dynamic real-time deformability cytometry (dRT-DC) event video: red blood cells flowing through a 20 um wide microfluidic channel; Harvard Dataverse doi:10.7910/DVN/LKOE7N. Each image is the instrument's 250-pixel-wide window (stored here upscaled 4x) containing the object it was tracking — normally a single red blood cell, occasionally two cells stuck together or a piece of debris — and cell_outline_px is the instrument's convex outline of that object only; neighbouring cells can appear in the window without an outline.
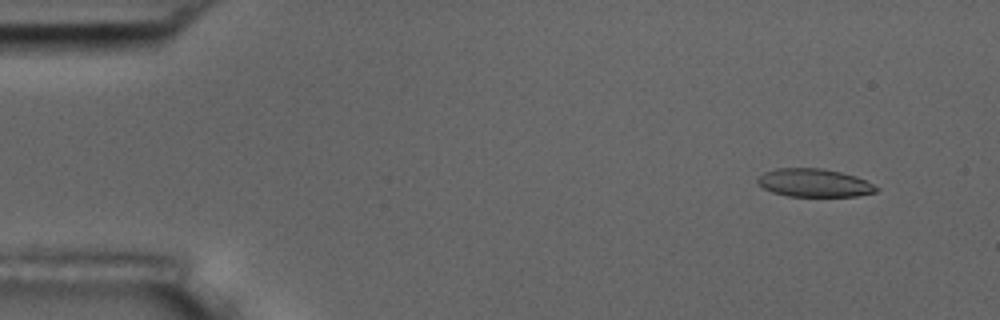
{"species": "common noctule bat (a hibernating species)", "species_latin": "Nyctalus noctula", "temperature_condition": "room temperature", "stored_images_in_passage": 17, "camera_frame_rate_fps": 3000, "um_per_image_px": 0.085, "animal": {"sex": "male", "body_mass_g": 17.5, "forearm_length_mm": 52.3}, "frame": {"image": 1, "passage_image": 5, "time_ms": 1.333, "image_size_px": [1000, 320], "cell_outline_px": [[880, 188], [876, 192], [856, 196], [788, 196], [772, 192], [764, 188], [756, 180], [764, 172], [776, 168], [820, 168], [840, 172], [856, 176]], "centroid_in_image_um": [69.21, 15.54], "position_along_channel_um": 15.8, "area_um2": 19.31}}
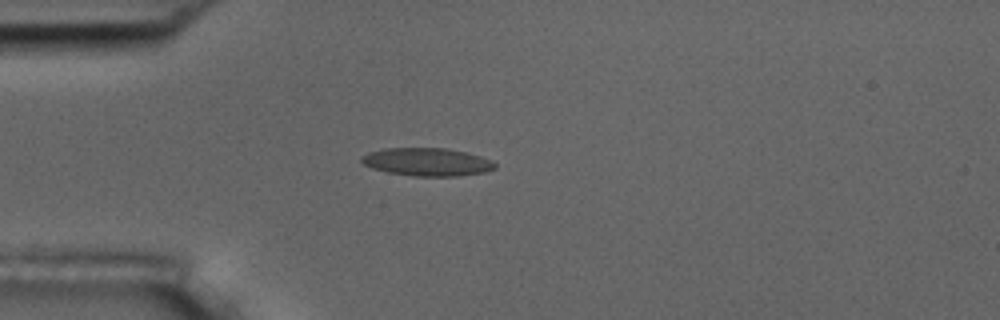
{"frame": {"image": 2, "passage_image": 15, "time_ms": 4.667, "image_size_px": [1000, 320], "cell_outline_px": [[496, 168], [484, 172], [456, 176], [412, 176], [388, 172], [372, 168], [364, 164], [360, 160], [360, 156], [368, 152], [384, 148], [444, 148], [468, 152], [492, 160], [496, 164]], "centroid_in_image_um": [36.29, 13.76], "position_along_channel_um": 48.7, "area_um2": 21.85}}